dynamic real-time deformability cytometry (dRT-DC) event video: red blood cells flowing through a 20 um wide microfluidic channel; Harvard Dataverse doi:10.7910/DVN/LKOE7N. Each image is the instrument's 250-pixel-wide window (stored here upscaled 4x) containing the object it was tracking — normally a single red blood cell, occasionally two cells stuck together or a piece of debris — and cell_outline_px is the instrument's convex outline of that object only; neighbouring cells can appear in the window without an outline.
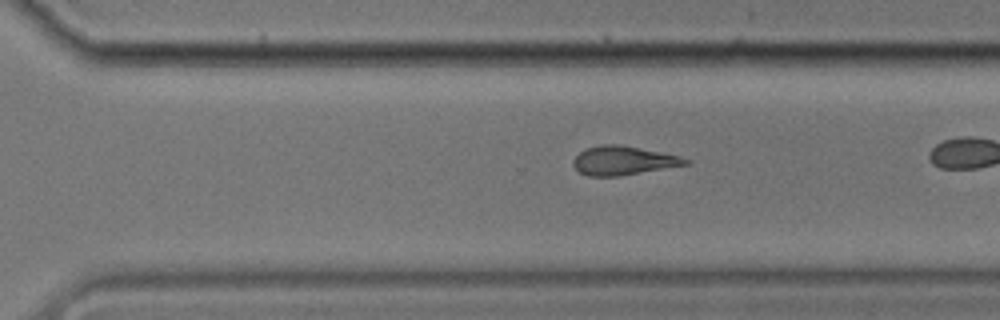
{"species": "common noctule bat (a hibernating species)", "species_latin": "Nyctalus noctula", "temperature_condition": "cold", "stored_images_in_passage": 39, "camera_frame_rate_fps": 3000, "um_per_image_px": 0.085, "animal": {"sex": "male", "body_mass_g": 17.9}, "frame": {"image": 1, "passage_image": 34, "time_ms": 11.0, "image_size_px": [1000, 320], "cell_outline_px": [[688, 164], [620, 176], [588, 176], [580, 172], [572, 164], [572, 160], [584, 148], [604, 144], [620, 144], [680, 156], [688, 160]], "centroid_in_image_um": [52.92, 13.64], "position_along_channel_um": 317.7, "area_um2": 18.73}}